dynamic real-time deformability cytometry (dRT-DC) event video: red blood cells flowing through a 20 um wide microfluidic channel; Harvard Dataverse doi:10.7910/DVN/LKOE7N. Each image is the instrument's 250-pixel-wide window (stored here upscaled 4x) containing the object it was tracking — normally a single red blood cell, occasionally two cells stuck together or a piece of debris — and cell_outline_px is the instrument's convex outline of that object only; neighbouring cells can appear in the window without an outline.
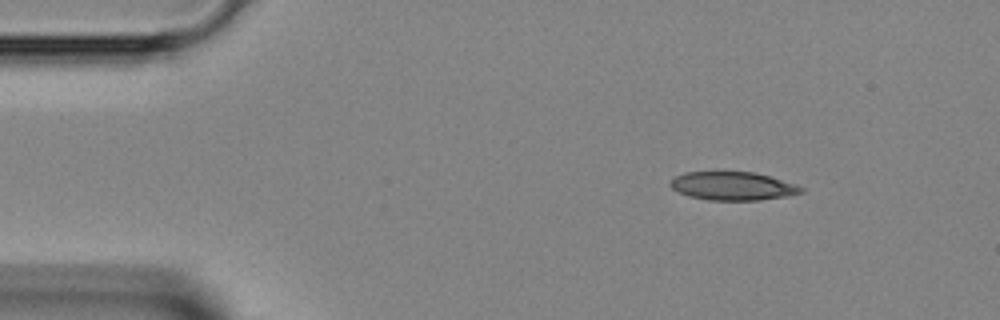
{"species": "Egyptian fruit bat (a non-hibernating species)", "species_latin": "Rousettus aegyptiacus", "temperature_condition": "room temperature", "stored_images_in_passage": 7, "camera_frame_rate_fps": 3000, "um_per_image_px": 0.085, "animal": {"sex": "female"}, "frame": {"image": 1, "passage_image": 1, "time_ms": 0.0, "image_size_px": [1000, 320], "cell_outline_px": [[804, 192], [788, 196], [760, 200], [708, 200], [688, 196], [672, 188], [668, 184], [676, 176], [684, 172], [716, 168], [720, 168], [756, 172], [772, 176], [804, 188]], "centroid_in_image_um": [62.25, 15.75], "position_along_channel_um": 22.8, "area_um2": 22.77}}